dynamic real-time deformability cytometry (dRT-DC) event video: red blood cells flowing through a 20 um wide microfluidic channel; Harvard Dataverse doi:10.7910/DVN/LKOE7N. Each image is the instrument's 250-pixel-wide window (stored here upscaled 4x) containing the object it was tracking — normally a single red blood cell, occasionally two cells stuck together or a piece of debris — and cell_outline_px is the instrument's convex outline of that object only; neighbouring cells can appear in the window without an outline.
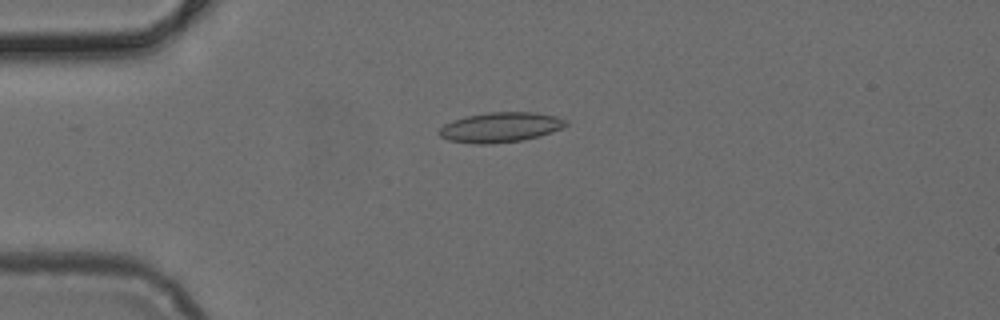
{"species": "common noctule bat (a hibernating species)", "species_latin": "Nyctalus noctula", "temperature_condition": "cold", "stored_images_in_passage": 34, "camera_frame_rate_fps": 3000, "um_per_image_px": 0.085, "animal": {"sex": "female", "body_mass_g": 24.6, "forearm_length_mm": 56.2}, "frame": {"image": 1, "passage_image": 6, "time_ms": 1.667, "image_size_px": [1000, 320], "cell_outline_px": [[568, 124], [564, 128], [524, 140], [492, 144], [476, 144], [448, 140], [440, 136], [436, 132], [444, 124], [452, 120], [468, 116], [488, 112], [536, 112], [556, 116], [568, 120]], "centroid_in_image_um": [42.54, 10.82], "position_along_channel_um": 42.5, "area_um2": 22.31}}
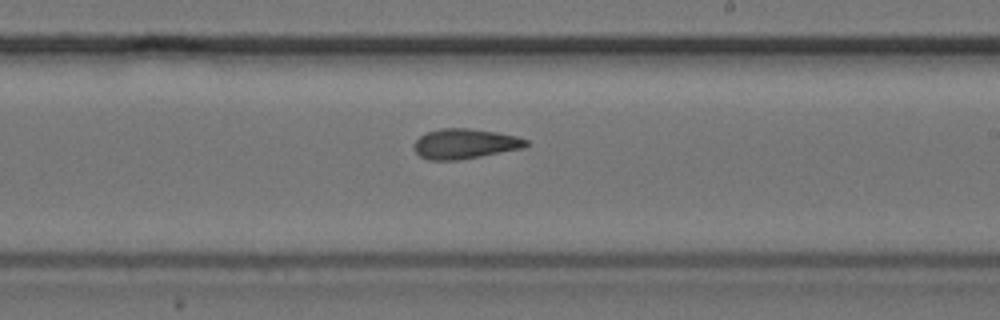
{"frame": {"image": 2, "passage_image": 23, "time_ms": 7.333, "image_size_px": [1000, 320], "cell_outline_px": [[528, 144], [524, 148], [460, 160], [428, 160], [420, 156], [412, 148], [412, 144], [420, 136], [428, 132], [440, 128], [468, 128], [496, 132], [516, 136], [528, 140]], "centroid_in_image_um": [39.49, 12.22], "position_along_channel_um": 249.5, "area_um2": 19.71}}
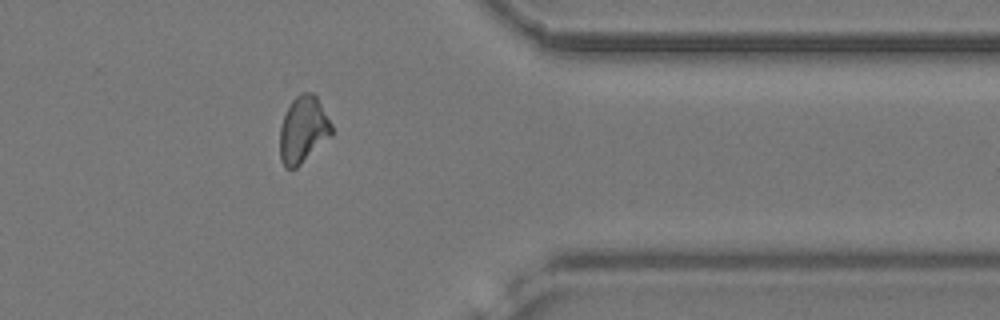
{"frame": {"image": 3, "passage_image": 34, "time_ms": 11.0, "image_size_px": [1000, 320], "cell_outline_px": [[332, 136], [296, 168], [284, 168], [280, 160], [280, 128], [284, 116], [292, 100], [296, 96], [304, 92], [312, 92], [316, 96], [332, 124]], "centroid_in_image_um": [25.77, 11.04], "position_along_channel_um": 385.6, "area_um2": 20.06}}